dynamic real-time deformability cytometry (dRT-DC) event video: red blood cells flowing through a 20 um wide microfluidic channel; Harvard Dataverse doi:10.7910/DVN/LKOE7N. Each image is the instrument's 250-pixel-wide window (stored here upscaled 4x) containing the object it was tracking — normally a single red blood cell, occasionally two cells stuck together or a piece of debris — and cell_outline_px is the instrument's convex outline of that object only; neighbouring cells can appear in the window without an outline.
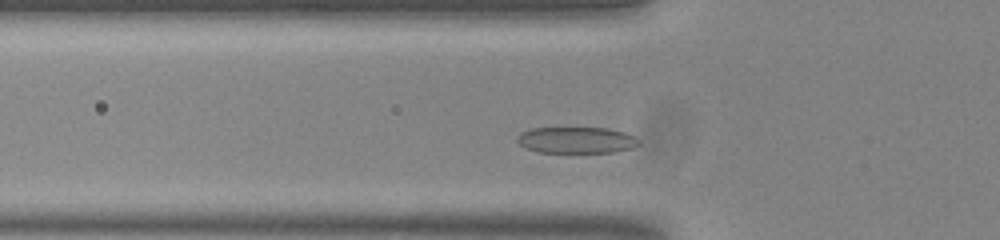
{"species": "common noctule bat (a hibernating species)", "species_latin": "Nyctalus noctula", "temperature_condition": "room temperature", "stored_images_in_passage": 44, "segment_of_instrument_passage": [1, 2], "camera_frame_rate_fps": 3000, "um_per_image_px": 0.085, "animal": {"sex": "male", "body_mass_g": 20.0, "forearm_length_mm": 53.3}, "frame": {"image": 1, "passage_image": 7, "time_ms": 2.0, "image_size_px": [1000, 240], "cell_outline_px": [[640, 144], [632, 148], [612, 152], [540, 152], [524, 148], [516, 140], [516, 136], [520, 132], [528, 128], [608, 128], [624, 132], [636, 136], [640, 140]], "centroid_in_image_um": [48.98, 11.9], "position_along_channel_um": 76.8, "area_um2": 18.84}}
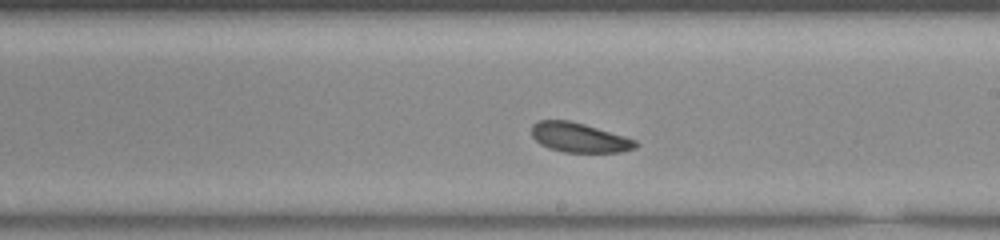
{"frame": {"image": 2, "passage_image": 20, "time_ms": 6.333, "image_size_px": [1000, 240], "cell_outline_px": [[640, 144], [636, 148], [620, 152], [564, 152], [548, 148], [540, 144], [532, 136], [532, 124], [540, 120], [568, 120], [584, 124], [624, 136], [636, 140]], "centroid_in_image_um": [49.24, 11.7], "position_along_channel_um": 239.8, "area_um2": 17.86}}
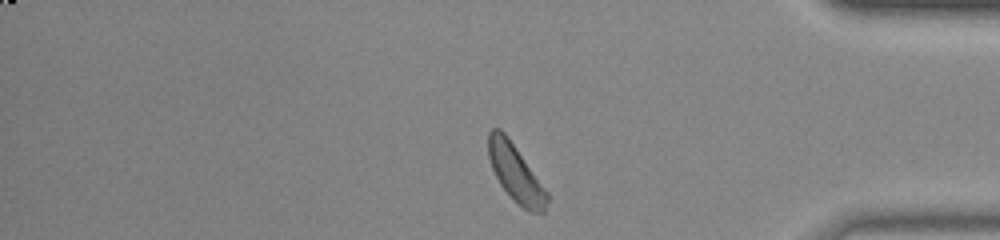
{"frame": {"image": 3, "passage_image": 34, "time_ms": 11.0, "image_size_px": [1000, 240], "cell_outline_px": [[548, 200], [544, 212], [528, 212], [500, 184], [492, 168], [488, 156], [488, 132], [492, 128], [500, 128], [504, 132], [516, 148], [548, 192]], "centroid_in_image_um": [43.82, 14.69], "position_along_channel_um": 391.4, "area_um2": 19.02}}